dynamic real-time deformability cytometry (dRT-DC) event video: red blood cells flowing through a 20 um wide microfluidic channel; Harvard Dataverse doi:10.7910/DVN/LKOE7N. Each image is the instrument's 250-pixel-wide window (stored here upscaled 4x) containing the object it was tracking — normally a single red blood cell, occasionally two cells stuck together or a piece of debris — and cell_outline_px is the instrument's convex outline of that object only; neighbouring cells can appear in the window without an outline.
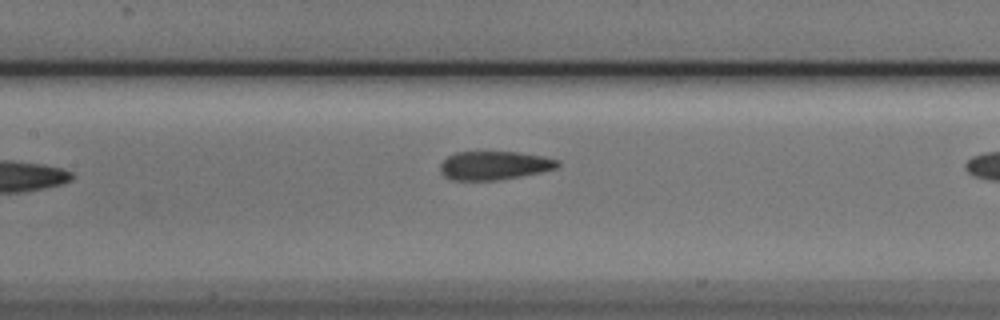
{"species": "Egyptian fruit bat (a non-hibernating species)", "species_latin": "Rousettus aegyptiacus", "temperature_condition": "cold", "stored_images_in_passage": 8, "segment_of_instrument_passage": [1, 2], "camera_frame_rate_fps": 3000, "um_per_image_px": 0.085, "animal": {"sex": "male"}, "frame": {"image": 1, "passage_image": 7, "time_ms": 2.0, "image_size_px": [1000, 320], "cell_outline_px": [[560, 164], [556, 168], [540, 172], [520, 176], [496, 180], [452, 180], [444, 176], [440, 172], [440, 164], [448, 156], [456, 152], [516, 152], [540, 156], [560, 160]], "centroid_in_image_um": [41.98, 14.06], "position_along_channel_um": 165.4, "area_um2": 19.42}}